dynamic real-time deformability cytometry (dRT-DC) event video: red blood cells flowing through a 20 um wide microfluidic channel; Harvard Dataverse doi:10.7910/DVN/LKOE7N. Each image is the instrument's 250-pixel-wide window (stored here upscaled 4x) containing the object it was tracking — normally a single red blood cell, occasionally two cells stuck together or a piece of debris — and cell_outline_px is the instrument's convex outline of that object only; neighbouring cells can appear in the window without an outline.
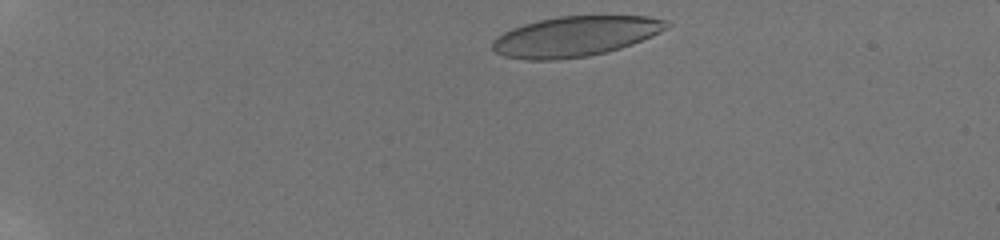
{"species": "human", "species_latin": "Homo sapiens", "temperature_condition": "room temperature", "stored_images_in_passage": 16, "camera_frame_rate_fps": 3000, "um_per_image_px": 0.085, "donor": {"sex": "male"}, "frame": {"image": 1, "passage_image": 1, "time_ms": 0.0, "image_size_px": [1000, 240], "cell_outline_px": [[672, 24], [668, 28], [652, 36], [632, 44], [608, 52], [588, 56], [556, 60], [528, 60], [504, 56], [496, 52], [492, 48], [492, 40], [496, 36], [512, 28], [524, 24], [540, 20], [560, 16], [648, 16], [668, 20]], "centroid_in_image_um": [48.92, 3.09], "position_along_channel_um": 36.1, "area_um2": 40.92}}